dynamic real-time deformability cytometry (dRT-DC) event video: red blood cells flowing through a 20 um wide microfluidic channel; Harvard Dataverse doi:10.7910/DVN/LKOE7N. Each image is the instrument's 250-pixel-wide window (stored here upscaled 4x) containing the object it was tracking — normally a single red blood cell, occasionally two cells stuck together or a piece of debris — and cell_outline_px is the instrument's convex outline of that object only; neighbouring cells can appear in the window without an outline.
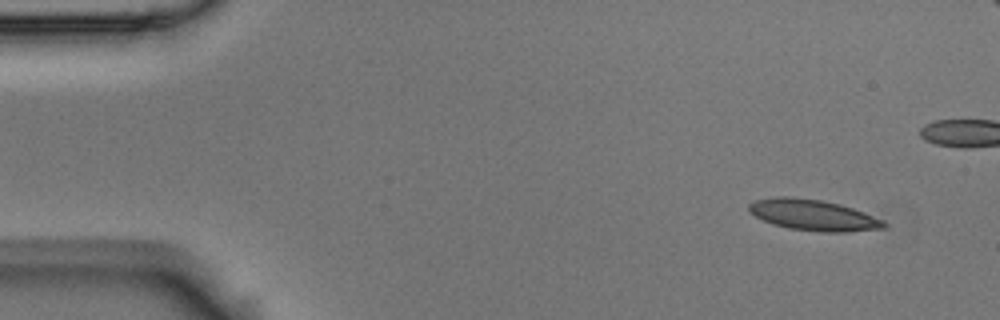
{"species": "Egyptian fruit bat (a non-hibernating species)", "species_latin": "Rousettus aegyptiacus", "temperature_condition": "room temperature", "stored_images_in_passage": 5, "camera_frame_rate_fps": 3000, "um_per_image_px": 0.085, "animal": {"sex": "male"}, "frame": {"image": 1, "passage_image": 1, "time_ms": 0.0, "image_size_px": [1000, 320], "cell_outline_px": [[888, 228], [848, 232], [820, 232], [788, 228], [772, 224], [748, 212], [748, 204], [756, 200], [776, 196], [792, 196], [820, 200], [840, 204], [864, 212], [884, 220], [888, 224]], "centroid_in_image_um": [69.15, 18.28], "position_along_channel_um": 15.8, "area_um2": 24.62}}